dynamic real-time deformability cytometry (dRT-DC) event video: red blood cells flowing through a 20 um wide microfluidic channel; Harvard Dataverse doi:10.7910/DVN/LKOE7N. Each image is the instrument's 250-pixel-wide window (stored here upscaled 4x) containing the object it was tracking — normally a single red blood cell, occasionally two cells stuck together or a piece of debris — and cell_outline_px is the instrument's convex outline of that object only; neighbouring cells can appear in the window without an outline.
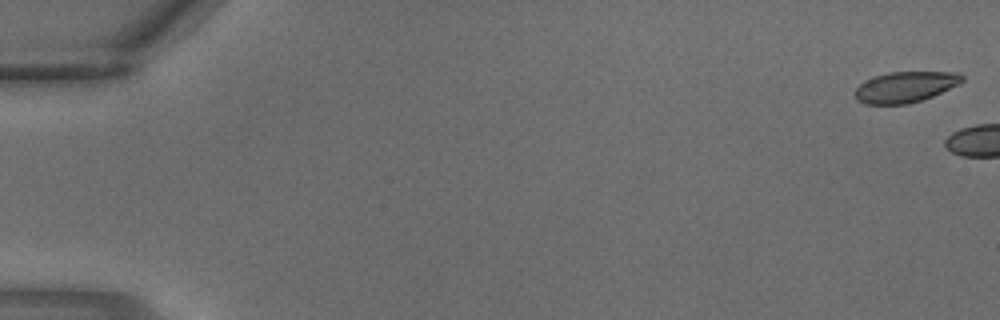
{"species": "common noctule bat (a hibernating species)", "species_latin": "Nyctalus noctula", "temperature_condition": "warm", "stored_images_in_passage": 4, "camera_frame_rate_fps": 3000, "um_per_image_px": 0.085, "animal": {"sex": "male", "body_mass_g": 18.8}, "frame": {"image": 1, "passage_image": 1, "time_ms": 0.0, "image_size_px": [1000, 320], "cell_outline_px": [[964, 80], [932, 96], [908, 104], [864, 104], [856, 100], [856, 88], [864, 80], [888, 72], [960, 72], [964, 76]], "centroid_in_image_um": [76.92, 7.39], "position_along_channel_um": 8.1, "area_um2": 19.02}}